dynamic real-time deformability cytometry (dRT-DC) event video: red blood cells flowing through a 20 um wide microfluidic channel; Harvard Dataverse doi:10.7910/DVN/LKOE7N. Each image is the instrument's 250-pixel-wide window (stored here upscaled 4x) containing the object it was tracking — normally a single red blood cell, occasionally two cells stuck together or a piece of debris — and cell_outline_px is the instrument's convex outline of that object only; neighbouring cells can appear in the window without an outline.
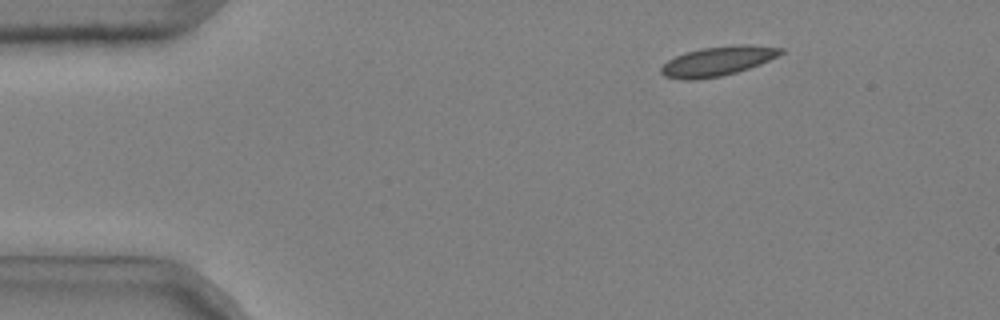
{"species": "common noctule bat (a hibernating species)", "species_latin": "Nyctalus noctula", "temperature_condition": "cold", "stored_images_in_passage": 40, "camera_frame_rate_fps": 3000, "um_per_image_px": 0.085, "animal": {"sex": "male", "body_mass_g": 20.4}, "frame": {"image": 1, "passage_image": 1, "time_ms": 0.0, "image_size_px": [1000, 320], "cell_outline_px": [[784, 52], [760, 64], [736, 72], [720, 76], [692, 80], [684, 80], [664, 76], [660, 72], [660, 68], [668, 60], [684, 52], [700, 48], [732, 44], [748, 44], [784, 48]], "centroid_in_image_um": [60.98, 5.18], "position_along_channel_um": 24.0, "area_um2": 20.58}}
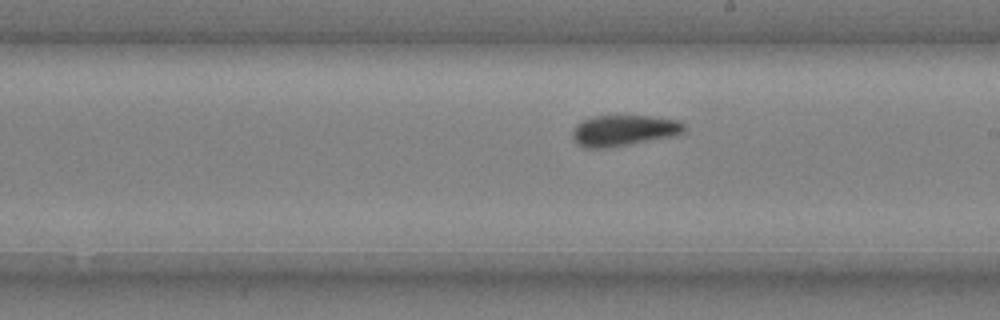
{"frame": {"image": 2, "passage_image": 24, "time_ms": 7.667, "image_size_px": [1000, 320], "cell_outline_px": [[688, 128], [684, 132], [676, 136], [612, 148], [584, 148], [576, 144], [572, 136], [572, 132], [576, 124], [592, 116], [648, 116], [676, 120], [684, 124]], "centroid_in_image_um": [53.03, 11.11], "position_along_channel_um": 236.0, "area_um2": 20.52}}
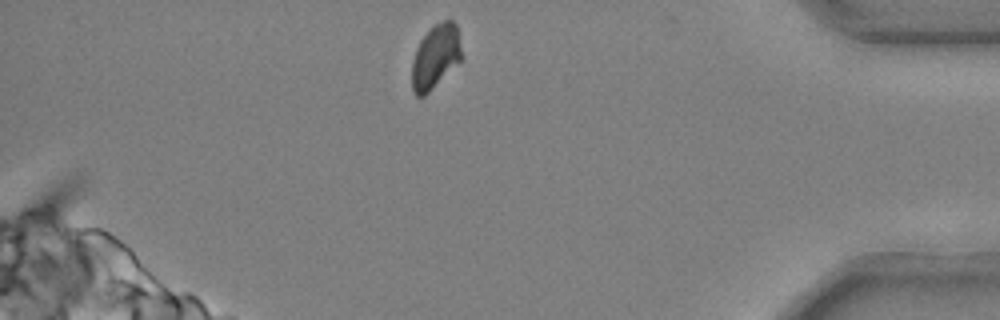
{"frame": {"image": 3, "passage_image": 40, "time_ms": 13.0, "image_size_px": [1000, 320], "cell_outline_px": [[460, 60], [424, 96], [416, 96], [412, 92], [412, 60], [416, 48], [420, 40], [436, 24], [444, 20], [452, 20], [456, 24], [460, 48]], "centroid_in_image_um": [36.97, 4.82], "position_along_channel_um": 398.2, "area_um2": 17.92}, "authors_computed_cell_mechanics": {"area_um2": 20.0855, "velocity_mm_per_s": 3.6675, "shape_relaxation_time_tau1_ms": null, "shape_relaxation_time_tau2_ms": 2.6933, "deformation_change_tau1": null, "deformation_change_tau2": 0.0448}}